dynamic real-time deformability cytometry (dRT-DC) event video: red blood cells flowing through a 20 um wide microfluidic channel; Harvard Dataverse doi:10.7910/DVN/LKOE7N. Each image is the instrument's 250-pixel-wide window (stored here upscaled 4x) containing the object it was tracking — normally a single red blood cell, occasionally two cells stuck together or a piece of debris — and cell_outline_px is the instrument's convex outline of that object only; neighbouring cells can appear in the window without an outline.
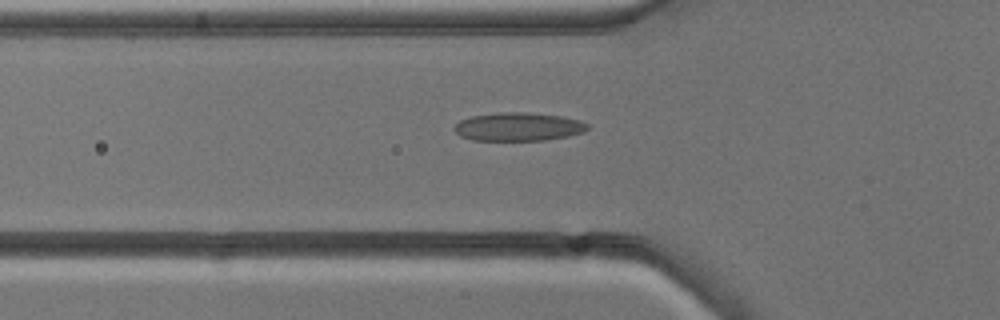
{"species": "common noctule bat (a hibernating species)", "species_latin": "Nyctalus noctula", "temperature_condition": "cold", "stored_images_in_passage": 33, "segment_of_instrument_passage": [1, 2], "camera_frame_rate_fps": 3000, "um_per_image_px": 0.085, "animal": {"sex": "male", "body_mass_g": 13.3}, "frame": {"image": 1, "passage_image": 2, "time_ms": 0.333, "image_size_px": [1000, 320], "cell_outline_px": [[588, 128], [584, 132], [568, 136], [544, 140], [472, 140], [460, 136], [452, 128], [460, 120], [472, 116], [500, 112], [524, 112], [560, 116], [580, 120], [588, 124]], "centroid_in_image_um": [44.04, 10.77], "position_along_channel_um": 81.8, "area_um2": 21.96}}
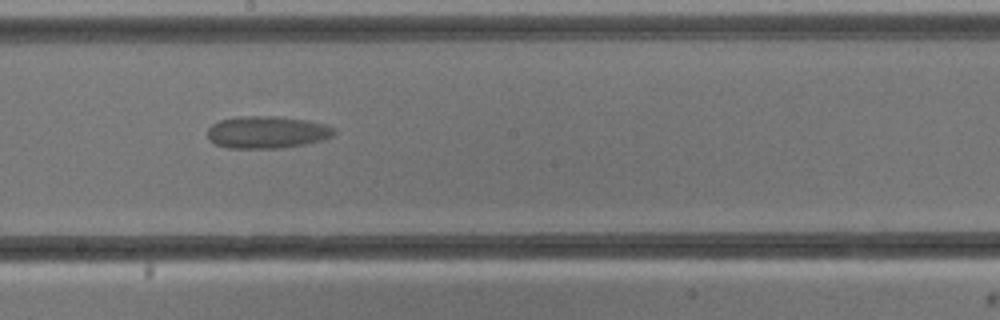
{"frame": {"image": 2, "passage_image": 14, "time_ms": 4.333, "image_size_px": [1000, 320], "cell_outline_px": [[336, 132], [332, 136], [320, 140], [304, 144], [280, 148], [228, 148], [216, 144], [208, 140], [208, 128], [212, 124], [220, 120], [240, 116], [272, 116], [304, 120], [324, 124], [336, 128]], "centroid_in_image_um": [22.67, 11.24], "position_along_channel_um": 225.5, "area_um2": 23.64}}
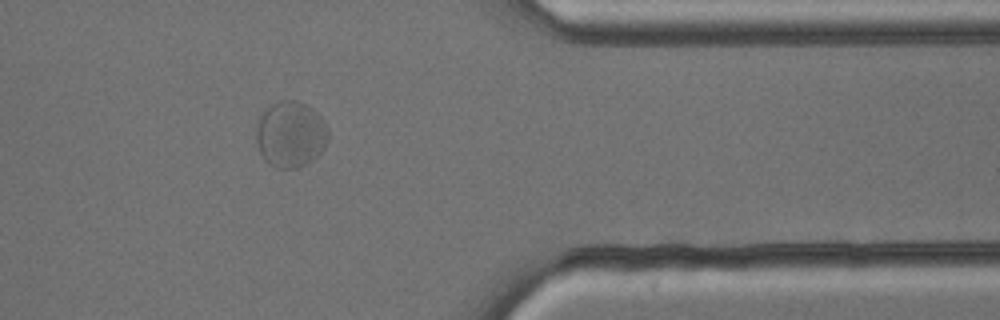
{"frame": {"image": 3, "passage_image": 29, "time_ms": 9.333, "image_size_px": [1000, 320], "cell_outline_px": [[328, 140], [324, 148], [312, 160], [296, 168], [276, 168], [268, 164], [264, 160], [260, 152], [256, 140], [256, 132], [260, 116], [272, 104], [280, 100], [296, 100], [312, 108], [324, 120], [328, 128]], "centroid_in_image_um": [24.7, 11.42], "position_along_channel_um": 386.7, "area_um2": 27.69}}